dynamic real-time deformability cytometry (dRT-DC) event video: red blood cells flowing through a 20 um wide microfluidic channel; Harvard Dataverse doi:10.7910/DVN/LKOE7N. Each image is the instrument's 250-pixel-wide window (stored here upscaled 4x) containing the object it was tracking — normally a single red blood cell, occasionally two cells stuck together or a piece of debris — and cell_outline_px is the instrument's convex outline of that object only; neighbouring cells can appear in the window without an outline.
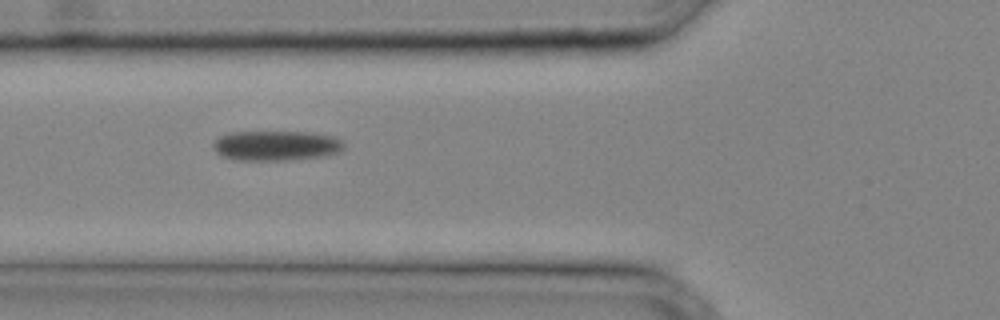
{"species": "common noctule bat (a hibernating species)", "species_latin": "Nyctalus noctula", "temperature_condition": "cold", "stored_images_in_passage": 27, "camera_frame_rate_fps": 3000, "um_per_image_px": 0.085, "animal": {"sex": "male", "body_mass_g": 20.4}, "frame": {"image": 1, "passage_image": 5, "time_ms": 1.333, "image_size_px": [1000, 320], "cell_outline_px": [[344, 148], [340, 152], [328, 156], [288, 160], [232, 160], [220, 156], [212, 148], [212, 144], [220, 136], [228, 132], [312, 132], [336, 136], [344, 144]], "centroid_in_image_um": [23.48, 12.38], "position_along_channel_um": 102.3, "area_um2": 23.29}}